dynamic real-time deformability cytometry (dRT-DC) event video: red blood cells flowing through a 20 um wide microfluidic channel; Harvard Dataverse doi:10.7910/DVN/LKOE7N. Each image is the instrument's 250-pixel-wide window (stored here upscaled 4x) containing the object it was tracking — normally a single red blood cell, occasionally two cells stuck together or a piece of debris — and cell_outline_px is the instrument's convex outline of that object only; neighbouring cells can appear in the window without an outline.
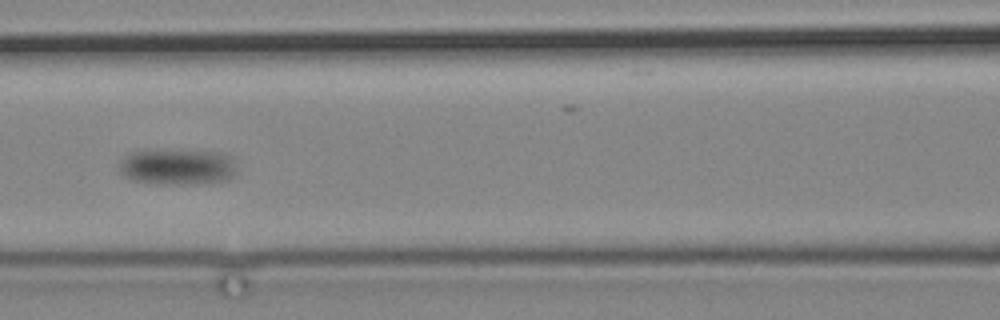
{"species": "common noctule bat (a hibernating species)", "species_latin": "Nyctalus noctula", "temperature_condition": "cold", "stored_images_in_passage": 17, "segment_of_instrument_passage": [1, 2], "camera_frame_rate_fps": 3000, "um_per_image_px": 0.085, "animal": {"sex": "male", "body_mass_g": 19.2, "forearm_length_mm": 51.8}, "frame": {"image": 1, "passage_image": 15, "time_ms": 18.667, "image_size_px": [1000, 320], "cell_outline_px": [[236, 172], [228, 180], [188, 184], [132, 180], [124, 176], [120, 168], [120, 160], [132, 152], [144, 148], [180, 148], [220, 152], [232, 156], [236, 168]], "centroid_in_image_um": [15.1, 14.09], "position_along_channel_um": 151.5, "area_um2": 25.26}}